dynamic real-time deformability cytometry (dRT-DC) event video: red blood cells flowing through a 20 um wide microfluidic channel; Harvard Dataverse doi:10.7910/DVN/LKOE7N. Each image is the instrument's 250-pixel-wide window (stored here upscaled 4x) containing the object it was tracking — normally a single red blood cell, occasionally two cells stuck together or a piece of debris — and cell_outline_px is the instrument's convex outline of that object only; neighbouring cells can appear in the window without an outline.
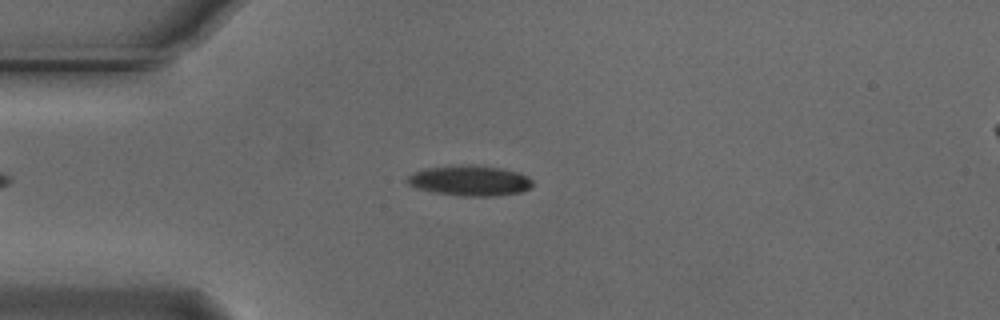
{"species": "Egyptian fruit bat (a non-hibernating species)", "species_latin": "Rousettus aegyptiacus", "temperature_condition": "cold", "stored_images_in_passage": 50, "camera_frame_rate_fps": 3000, "um_per_image_px": 0.085, "animal": {"sex": "male"}, "frame": {"image": 1, "passage_image": 13, "time_ms": 4.0, "image_size_px": [1000, 320], "cell_outline_px": [[532, 184], [528, 188], [520, 192], [496, 196], [460, 196], [436, 192], [420, 188], [408, 184], [404, 180], [412, 172], [424, 168], [464, 164], [472, 164], [504, 168], [520, 172], [528, 176], [532, 180]], "centroid_in_image_um": [39.94, 15.33], "position_along_channel_um": 45.1, "area_um2": 22.37}}
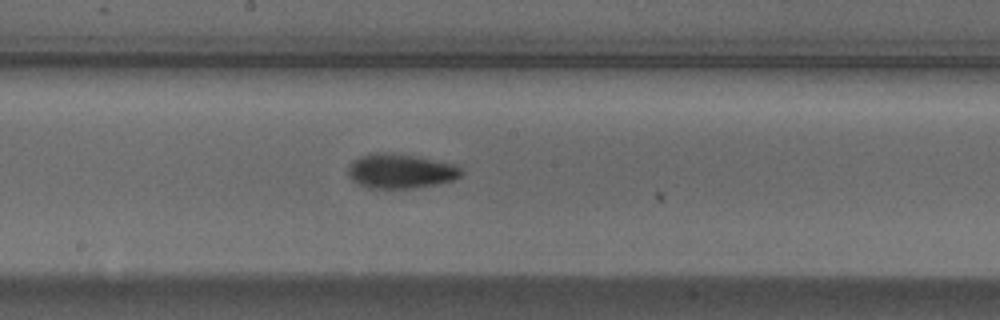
{"frame": {"image": 2, "passage_image": 28, "time_ms": 9.0, "image_size_px": [1000, 320], "cell_outline_px": [[464, 172], [460, 176], [452, 180], [436, 184], [412, 188], [368, 188], [352, 180], [348, 176], [348, 164], [352, 160], [368, 152], [384, 152], [412, 156], [452, 164], [460, 168]], "centroid_in_image_um": [33.96, 14.54], "position_along_channel_um": 214.2, "area_um2": 22.6}}
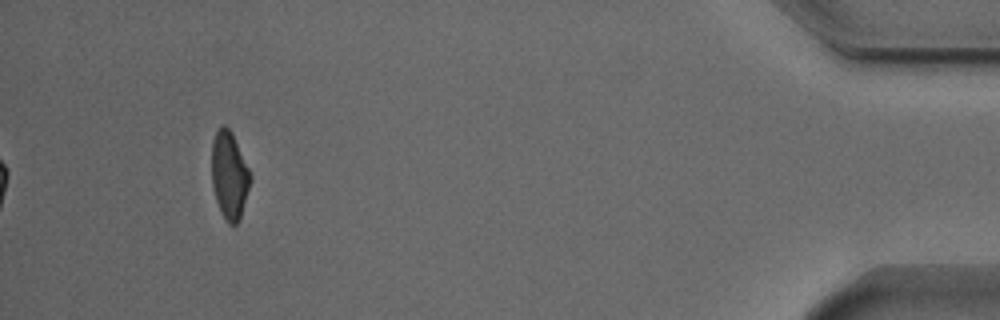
{"frame": {"image": 3, "passage_image": 50, "time_ms": 16.333, "image_size_px": [1000, 320], "cell_outline_px": [[252, 180], [240, 220], [236, 224], [228, 224], [216, 200], [212, 184], [212, 140], [216, 132], [224, 124], [232, 132], [252, 176]], "centroid_in_image_um": [19.51, 14.9], "position_along_channel_um": 415.7, "area_um2": 19.65}, "authors_computed_cell_mechanics": {"area_um2": 21.2704, "velocity_mm_per_s": 3.7421, "shape_relaxation_time_tau1_ms": 4.4191, "shape_relaxation_time_tau2_ms": 3.327, "deformation_change_tau1": 0.1546, "deformation_change_tau2": 0.0926}}